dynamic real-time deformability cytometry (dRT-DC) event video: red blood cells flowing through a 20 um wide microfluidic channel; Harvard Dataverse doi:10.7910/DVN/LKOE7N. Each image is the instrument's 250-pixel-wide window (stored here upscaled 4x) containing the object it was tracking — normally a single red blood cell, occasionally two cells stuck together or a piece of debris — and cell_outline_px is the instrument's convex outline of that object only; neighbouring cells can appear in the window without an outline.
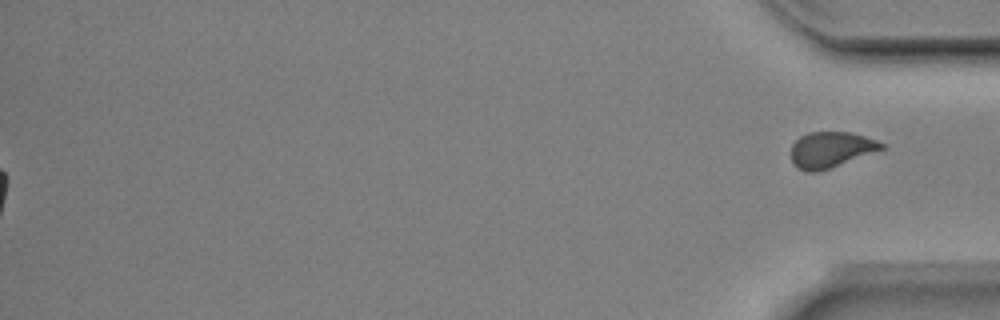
{"species": "Egyptian fruit bat (a non-hibernating species)", "species_latin": "Rousettus aegyptiacus", "temperature_condition": "room temperature", "stored_images_in_passage": 53, "segment_of_instrument_passage": [2, 2], "camera_frame_rate_fps": 3000, "um_per_image_px": 0.085, "animal": {"sex": "male"}, "frame": {"image": 1, "passage_image": 53, "time_ms": 17.333, "image_size_px": [1000, 320], "cell_outline_px": [[884, 148], [828, 168], [816, 172], [808, 172], [796, 168], [792, 160], [792, 144], [800, 136], [808, 132], [848, 132], [864, 136], [876, 140], [884, 144]], "centroid_in_image_um": [70.57, 12.71], "position_along_channel_um": 364.6, "area_um2": 18.44}}